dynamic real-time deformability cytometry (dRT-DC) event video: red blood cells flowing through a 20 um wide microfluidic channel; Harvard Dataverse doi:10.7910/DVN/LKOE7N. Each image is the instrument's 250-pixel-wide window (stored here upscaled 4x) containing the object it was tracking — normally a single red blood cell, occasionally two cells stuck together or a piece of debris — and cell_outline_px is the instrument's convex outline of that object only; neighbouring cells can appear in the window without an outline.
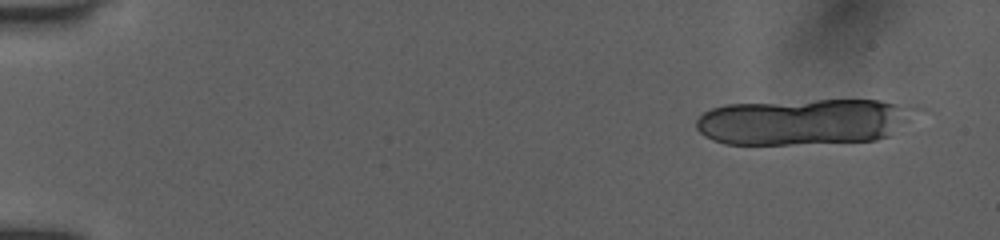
{"species": "human", "species_latin": "Homo sapiens", "temperature_condition": "room temperature", "stored_images_in_passage": 9, "camera_frame_rate_fps": 3000, "um_per_image_px": 0.085, "donor": {"sex": "female"}, "frame": {"image": 1, "passage_image": 1, "time_ms": 0.0, "image_size_px": [1000, 240], "cell_outline_px": [[932, 112], [888, 136], [876, 140], [788, 144], [724, 144], [712, 140], [704, 136], [696, 128], [696, 120], [704, 112], [712, 108], [728, 104], [816, 100], [880, 100], [916, 104], [928, 108]], "centroid_in_image_um": [68.61, 10.32], "position_along_channel_um": 16.4, "area_um2": 60.86}}
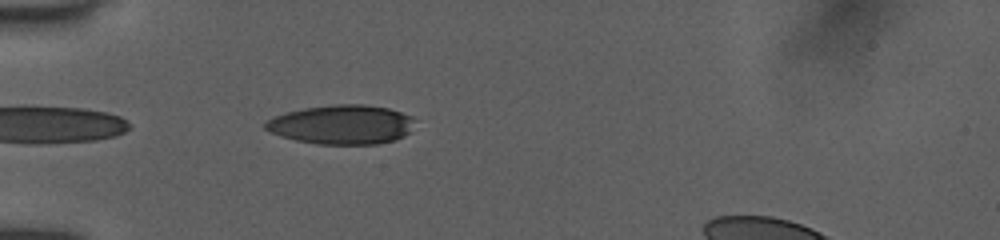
{"frame": {"image": 2, "passage_image": 7, "time_ms": 4.667, "image_size_px": [1000, 240], "cell_outline_px": [[416, 120], [408, 132], [404, 136], [396, 140], [380, 144], [316, 144], [296, 140], [280, 136], [264, 128], [264, 124], [268, 120], [276, 116], [288, 112], [304, 108], [332, 104], [364, 104], [388, 108], [412, 116]], "centroid_in_image_um": [29.08, 10.59], "position_along_channel_um": 55.9, "area_um2": 34.22}}
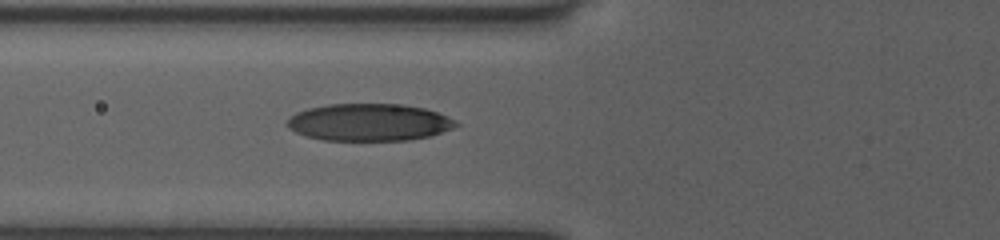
{"frame": {"image": 3, "passage_image": 9, "time_ms": 6.0, "image_size_px": [1000, 240], "cell_outline_px": [[460, 124], [452, 128], [428, 136], [408, 140], [324, 140], [308, 136], [296, 132], [288, 128], [288, 120], [296, 112], [308, 108], [328, 104], [404, 104], [424, 108], [436, 112]], "centroid_in_image_um": [31.35, 10.39], "position_along_channel_um": 94.5, "area_um2": 36.18}}